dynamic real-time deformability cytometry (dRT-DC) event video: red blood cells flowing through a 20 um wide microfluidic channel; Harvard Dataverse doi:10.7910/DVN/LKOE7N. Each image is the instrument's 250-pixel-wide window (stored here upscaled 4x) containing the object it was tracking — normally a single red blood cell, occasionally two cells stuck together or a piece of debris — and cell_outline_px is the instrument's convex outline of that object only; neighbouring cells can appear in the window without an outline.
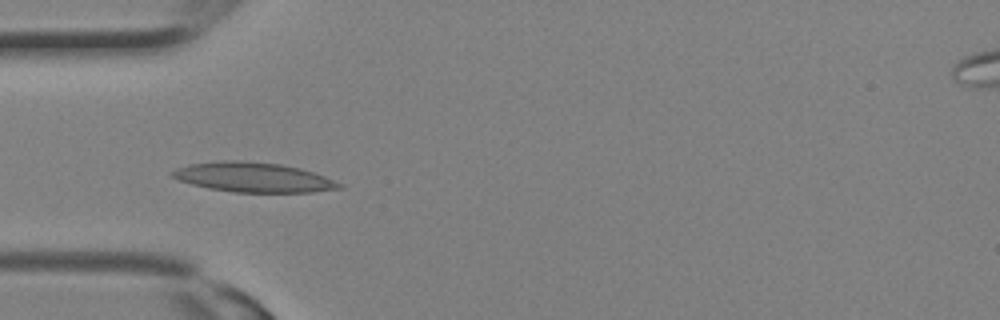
{"species": "Egyptian fruit bat (a non-hibernating species)", "species_latin": "Rousettus aegyptiacus", "temperature_condition": "room temperature", "stored_images_in_passage": 16, "camera_frame_rate_fps": 3000, "um_per_image_px": 0.085, "animal": {"sex": "female"}, "frame": {"image": 1, "passage_image": 9, "time_ms": 2.667, "image_size_px": [1000, 320], "cell_outline_px": [[344, 188], [312, 192], [232, 192], [208, 188], [192, 184], [180, 180], [172, 176], [168, 172], [176, 168], [188, 164], [224, 160], [240, 160], [280, 164], [300, 168], [324, 176], [344, 184]], "centroid_in_image_um": [21.53, 15.07], "position_along_channel_um": 63.5, "area_um2": 28.96}}
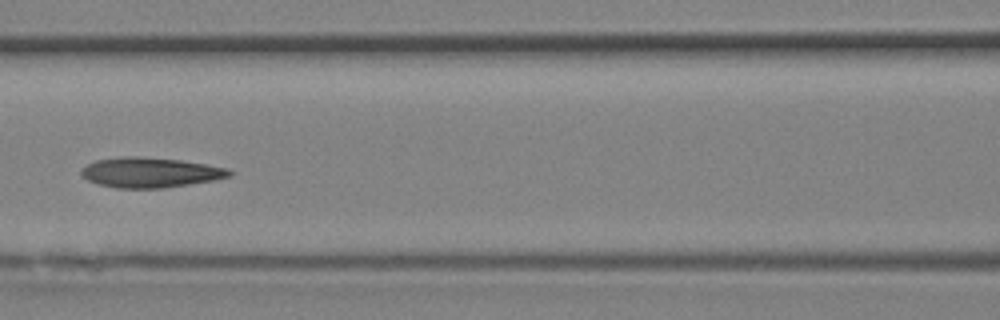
{"frame": {"image": 2, "passage_image": 13, "time_ms": 4.0, "image_size_px": [1000, 320], "cell_outline_px": [[232, 172], [228, 176], [212, 180], [164, 188], [116, 188], [100, 184], [88, 180], [80, 172], [80, 168], [96, 160], [120, 156], [140, 156], [180, 160], [228, 168]], "centroid_in_image_um": [12.72, 14.65], "position_along_channel_um": 153.9, "area_um2": 25.72}}
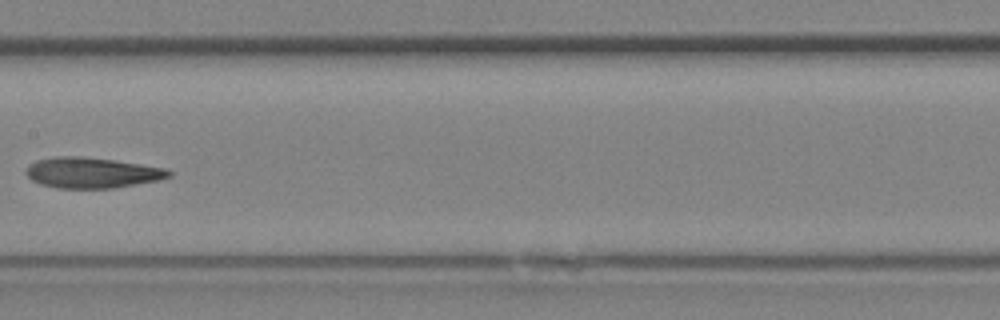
{"frame": {"image": 3, "passage_image": 15, "time_ms": 4.667, "image_size_px": [1000, 320], "cell_outline_px": [[172, 176], [156, 180], [112, 188], [56, 188], [40, 184], [32, 180], [24, 172], [28, 164], [36, 160], [52, 156], [80, 156], [116, 160], [168, 168], [172, 172]], "centroid_in_image_um": [7.78, 14.66], "position_along_channel_um": 199.6, "area_um2": 25.66}}